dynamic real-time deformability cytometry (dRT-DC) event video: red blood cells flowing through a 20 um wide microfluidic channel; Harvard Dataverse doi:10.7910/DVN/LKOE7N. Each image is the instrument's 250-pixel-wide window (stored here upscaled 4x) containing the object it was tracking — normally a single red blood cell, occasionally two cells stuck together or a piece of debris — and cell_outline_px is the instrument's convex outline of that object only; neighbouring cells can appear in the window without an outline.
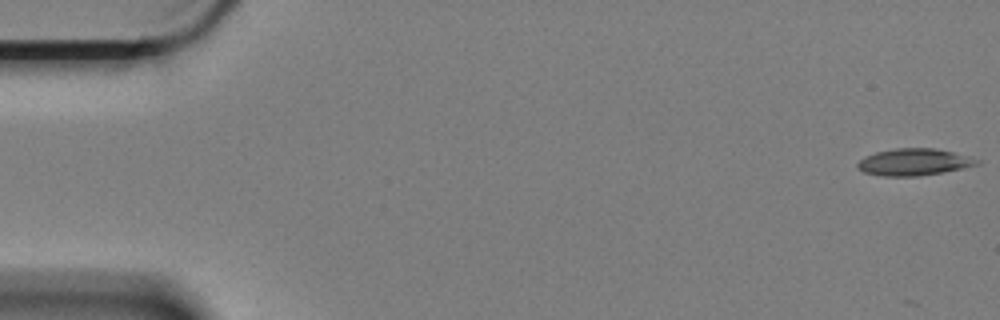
{"species": "Egyptian fruit bat (a non-hibernating species)", "species_latin": "Rousettus aegyptiacus", "temperature_condition": "cold", "stored_images_in_passage": 48, "camera_frame_rate_fps": 3000, "um_per_image_px": 0.085, "animal": {"sex": "female"}, "frame": {"image": 1, "passage_image": 1, "time_ms": 0.0, "image_size_px": [1000, 320], "cell_outline_px": [[980, 164], [944, 172], [920, 176], [880, 176], [864, 172], [856, 168], [856, 164], [860, 160], [876, 152], [896, 148], [932, 148], [952, 152], [968, 156], [980, 160]], "centroid_in_image_um": [77.68, 13.78], "position_along_channel_um": 7.3, "area_um2": 18.61}}
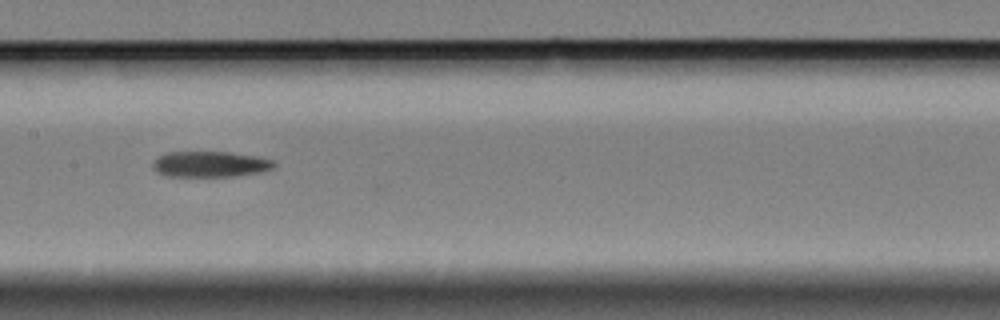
{"frame": {"image": 2, "passage_image": 29, "time_ms": 9.333, "image_size_px": [1000, 320], "cell_outline_px": [[276, 168], [264, 172], [232, 176], [168, 176], [152, 168], [152, 164], [156, 156], [168, 152], [228, 152], [256, 156], [272, 160], [276, 164]], "centroid_in_image_um": [17.89, 13.95], "position_along_channel_um": 189.5, "area_um2": 18.26}}
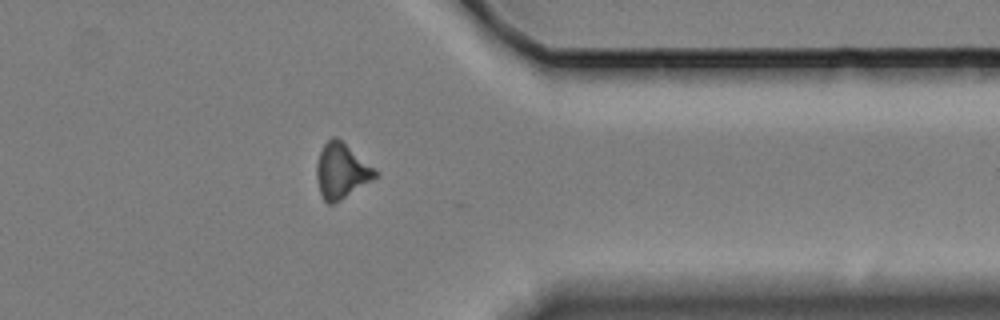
{"frame": {"image": 3, "passage_image": 47, "time_ms": 15.333, "image_size_px": [1000, 320], "cell_outline_px": [[380, 176], [340, 200], [332, 204], [328, 204], [324, 200], [320, 192], [316, 180], [316, 164], [320, 152], [324, 144], [332, 136], [336, 136], [380, 172]], "centroid_in_image_um": [29.04, 14.53], "position_along_channel_um": 382.4, "area_um2": 18.96}}